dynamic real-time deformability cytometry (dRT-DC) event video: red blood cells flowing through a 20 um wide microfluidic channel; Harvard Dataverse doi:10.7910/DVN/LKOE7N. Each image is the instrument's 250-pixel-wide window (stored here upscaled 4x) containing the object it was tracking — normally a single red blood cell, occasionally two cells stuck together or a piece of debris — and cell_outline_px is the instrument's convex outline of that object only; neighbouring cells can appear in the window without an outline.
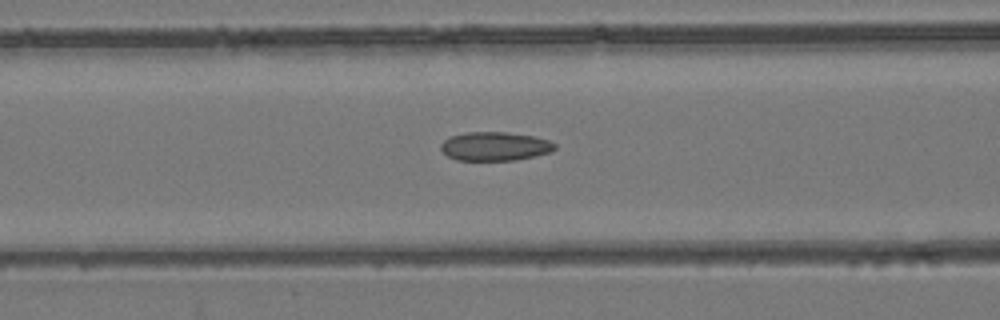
{"species": "common noctule bat (a hibernating species)", "species_latin": "Nyctalus noctula", "temperature_condition": "room temperature", "stored_images_in_passage": 53, "camera_frame_rate_fps": 3000, "um_per_image_px": 0.085, "animal": {"sex": "female", "body_mass_g": 24.6, "forearm_length_mm": 56.2}, "frame": {"image": 1, "passage_image": 22, "time_ms": 7.0, "image_size_px": [1000, 320], "cell_outline_px": [[556, 148], [552, 152], [536, 156], [516, 160], [456, 160], [448, 156], [440, 148], [440, 144], [448, 136], [468, 132], [504, 132], [532, 136], [548, 140], [556, 144]], "centroid_in_image_um": [42.06, 12.44], "position_along_channel_um": 124.5, "area_um2": 19.19}}
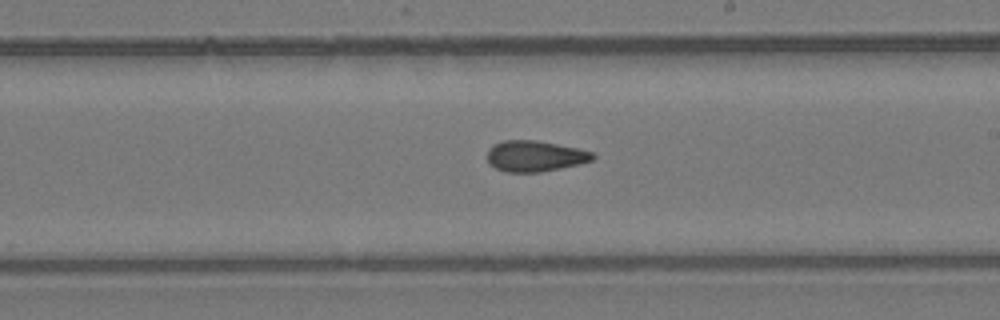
{"frame": {"image": 2, "passage_image": 31, "time_ms": 10.0, "image_size_px": [1000, 320], "cell_outline_px": [[596, 156], [592, 160], [580, 164], [540, 172], [504, 172], [496, 168], [488, 160], [488, 148], [504, 140], [536, 140], [576, 148], [592, 152]], "centroid_in_image_um": [45.48, 13.27], "position_along_channel_um": 243.5, "area_um2": 18.79}}
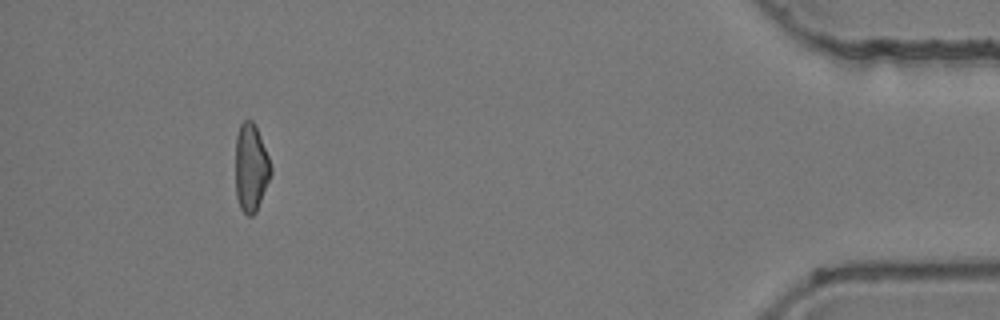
{"frame": {"image": 3, "passage_image": 49, "time_ms": 16.0, "image_size_px": [1000, 320], "cell_outline_px": [[272, 172], [256, 212], [252, 216], [248, 216], [240, 208], [236, 196], [236, 136], [240, 124], [244, 120], [252, 120], [256, 124], [268, 156], [272, 168]], "centroid_in_image_um": [21.33, 14.24], "position_along_channel_um": 413.9, "area_um2": 18.15}, "authors_computed_cell_mechanics": {"area_um2": 19.1896, "velocity_mm_per_s": 3.9629, "shape_relaxation_time_tau1_ms": null, "shape_relaxation_time_tau2_ms": 3.3429, "deformation_change_tau1": null, "deformation_change_tau2": 0.1016}}